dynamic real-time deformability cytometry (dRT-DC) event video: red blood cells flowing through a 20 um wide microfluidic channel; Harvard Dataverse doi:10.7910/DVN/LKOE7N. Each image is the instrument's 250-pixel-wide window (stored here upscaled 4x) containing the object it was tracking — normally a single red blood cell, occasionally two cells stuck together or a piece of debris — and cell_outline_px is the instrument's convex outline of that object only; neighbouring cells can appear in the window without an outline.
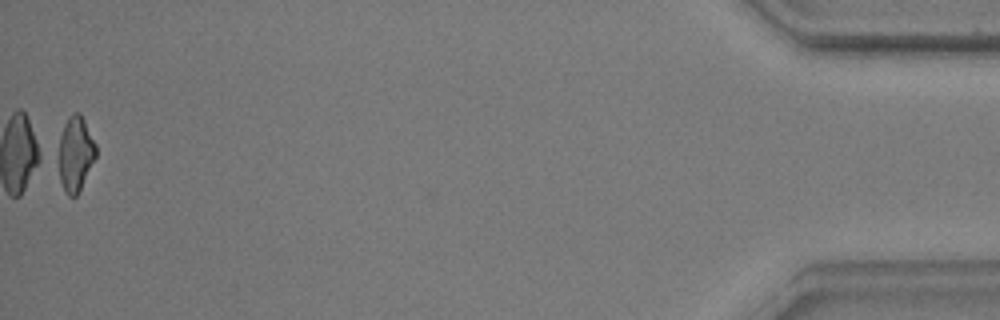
{"species": "common noctule bat (a hibernating species)", "species_latin": "Nyctalus noctula", "temperature_condition": "warm", "stored_images_in_passage": 48, "segment_of_instrument_passage": [2, 2], "camera_frame_rate_fps": 3000, "um_per_image_px": 0.085, "animal": {"sex": "male", "body_mass_g": 17.9, "forearm_length_mm": 54.2}, "frame": {"image": 1, "passage_image": 48, "time_ms": 15.667, "image_size_px": [1000, 320], "cell_outline_px": [[96, 156], [76, 196], [68, 196], [64, 192], [52, 160], [52, 156], [64, 124], [68, 116], [72, 112], [80, 112], [96, 144]], "centroid_in_image_um": [6.29, 13.07], "position_along_channel_um": 428.9, "area_um2": 17.46}}